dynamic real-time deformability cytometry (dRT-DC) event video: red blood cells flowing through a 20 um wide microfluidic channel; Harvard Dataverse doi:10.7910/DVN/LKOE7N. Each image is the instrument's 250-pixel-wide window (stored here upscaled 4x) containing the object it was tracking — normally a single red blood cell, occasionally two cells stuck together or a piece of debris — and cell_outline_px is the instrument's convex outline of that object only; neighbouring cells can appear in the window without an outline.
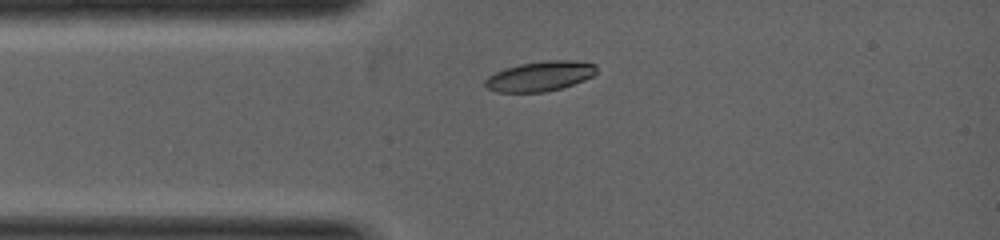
{"species": "common noctule bat (a hibernating species)", "species_latin": "Nyctalus noctula", "temperature_condition": "warm", "stored_images_in_passage": 1, "camera_frame_rate_fps": 5000, "um_per_image_px": 0.085, "animal": {"sex": "female", "body_mass_g": 19.0, "forearm_length_mm": 53.3}, "frame": {"image": 1, "passage_image": 1, "time_ms": 0.0, "image_size_px": [1000, 240], "cell_outline_px": [[596, 72], [592, 76], [584, 80], [560, 88], [544, 92], [496, 92], [488, 88], [484, 84], [484, 80], [488, 76], [496, 72], [520, 64], [544, 60], [572, 60], [596, 64]], "centroid_in_image_um": [45.9, 6.47], "position_along_channel_um": 39.1, "area_um2": 19.25}}